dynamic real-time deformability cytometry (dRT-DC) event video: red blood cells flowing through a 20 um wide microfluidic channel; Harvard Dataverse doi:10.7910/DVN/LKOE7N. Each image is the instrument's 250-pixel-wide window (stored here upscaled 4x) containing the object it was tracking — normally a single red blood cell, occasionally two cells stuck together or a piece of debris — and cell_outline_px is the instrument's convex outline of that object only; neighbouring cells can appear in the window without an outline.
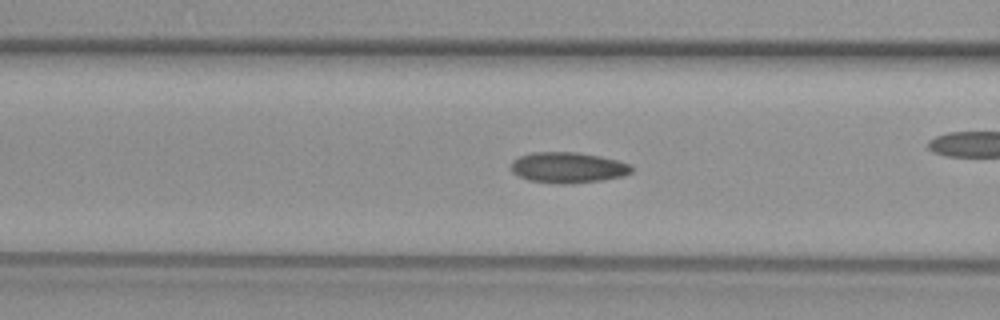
{"species": "common noctule bat (a hibernating species)", "species_latin": "Nyctalus noctula", "temperature_condition": "warm", "stored_images_in_passage": 51, "camera_frame_rate_fps": 3000, "um_per_image_px": 0.085, "animal": {"sex": "female", "body_mass_g": 29.2, "forearm_length_mm": 56.3}, "frame": {"image": 1, "passage_image": 19, "time_ms": 6.0, "image_size_px": [1000, 320], "cell_outline_px": [[632, 172], [624, 176], [600, 180], [568, 184], [556, 184], [528, 180], [512, 172], [512, 160], [520, 156], [532, 152], [576, 152], [600, 156], [632, 164]], "centroid_in_image_um": [48.28, 14.24], "position_along_channel_um": 118.3, "area_um2": 21.62}}
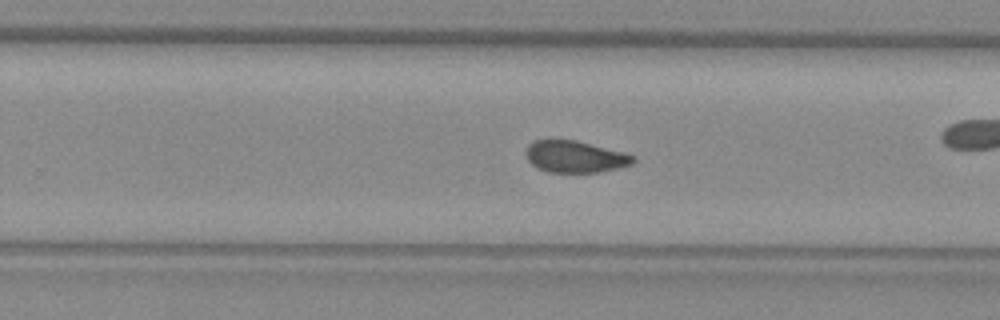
{"frame": {"image": 2, "passage_image": 31, "time_ms": 10.0, "image_size_px": [1000, 320], "cell_outline_px": [[636, 160], [632, 164], [600, 172], [548, 172], [536, 168], [528, 160], [524, 152], [528, 144], [536, 140], [576, 140], [624, 152], [632, 156]], "centroid_in_image_um": [48.84, 13.32], "position_along_channel_um": 281.0, "area_um2": 19.83}}
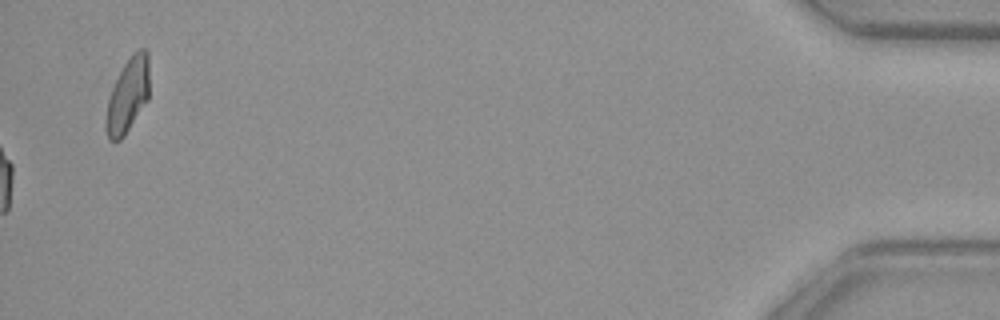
{"frame": {"image": 3, "passage_image": 51, "time_ms": 16.667, "image_size_px": [1000, 320], "cell_outline_px": [[148, 100], [124, 136], [120, 140], [108, 140], [104, 124], [104, 120], [108, 100], [112, 88], [124, 64], [140, 48], [144, 48], [148, 52]], "centroid_in_image_um": [10.84, 8.16], "position_along_channel_um": 424.4, "area_um2": 18.61}}